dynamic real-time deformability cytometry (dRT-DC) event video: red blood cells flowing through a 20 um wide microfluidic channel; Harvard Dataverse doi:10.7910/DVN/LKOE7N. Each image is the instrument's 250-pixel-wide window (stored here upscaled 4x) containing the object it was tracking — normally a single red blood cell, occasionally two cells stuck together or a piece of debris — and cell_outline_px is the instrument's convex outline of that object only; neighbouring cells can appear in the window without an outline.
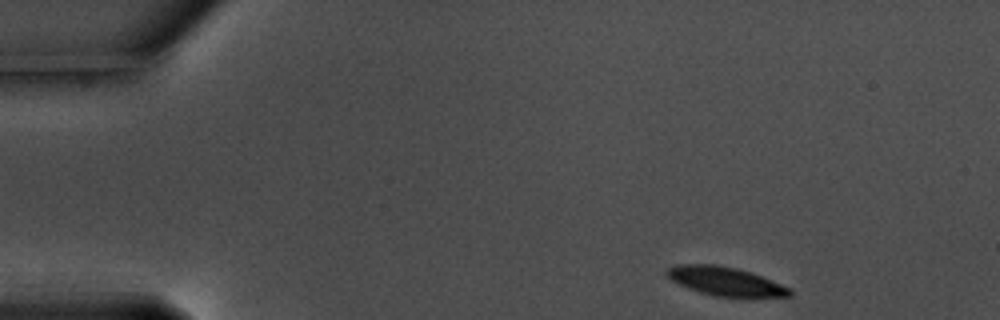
{"species": "common noctule bat (a hibernating species)", "species_latin": "Nyctalus noctula", "temperature_condition": "warm", "stored_images_in_passage": 51, "camera_frame_rate_fps": 3000, "um_per_image_px": 0.085, "animal": {"sex": "male", "body_mass_g": 17.5, "forearm_length_mm": 52.3}, "frame": {"image": 1, "passage_image": 1, "time_ms": 0.0, "image_size_px": [1000, 320], "cell_outline_px": [[792, 296], [744, 300], [712, 296], [688, 288], [672, 280], [664, 272], [668, 268], [676, 264], [716, 264], [736, 268], [752, 272], [780, 284], [788, 288], [792, 292]], "centroid_in_image_um": [61.71, 23.96], "position_along_channel_um": 23.3, "area_um2": 21.39}}
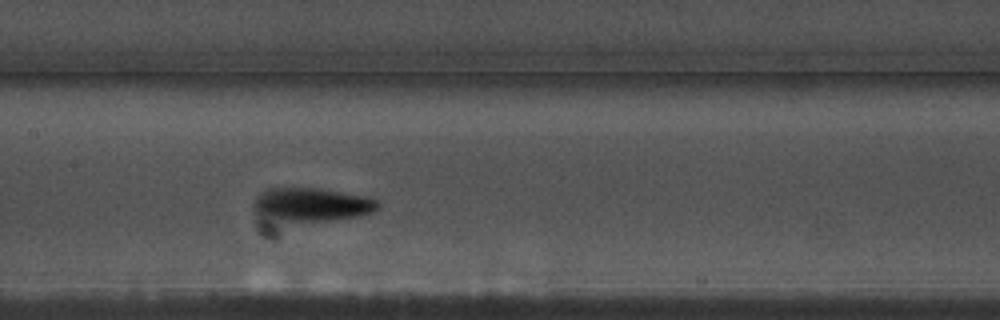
{"frame": {"image": 2, "passage_image": 22, "time_ms": 7.0, "image_size_px": [1000, 320], "cell_outline_px": [[380, 208], [372, 212], [360, 216], [328, 220], [284, 220], [256, 208], [252, 204], [252, 200], [260, 192], [268, 188], [320, 188], [364, 196], [376, 200], [380, 204]], "centroid_in_image_um": [26.6, 17.34], "position_along_channel_um": 180.8, "area_um2": 23.29}}
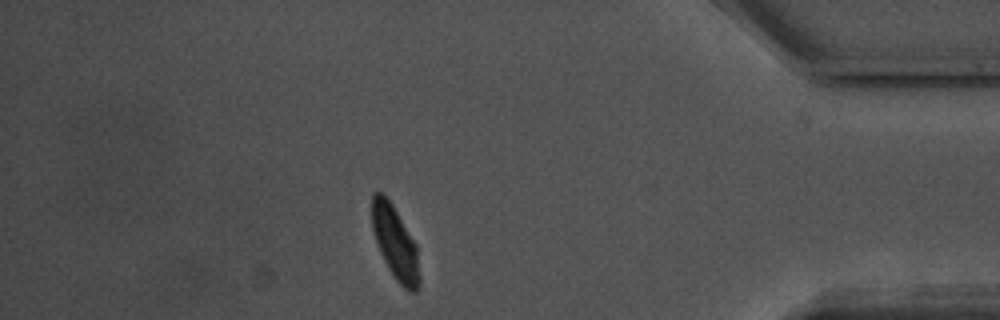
{"frame": {"image": 3, "passage_image": 44, "time_ms": 14.333, "image_size_px": [1000, 320], "cell_outline_px": [[420, 288], [416, 292], [408, 292], [396, 280], [388, 268], [380, 252], [372, 228], [372, 192], [380, 192], [392, 204], [416, 244], [420, 276]], "centroid_in_image_um": [33.61, 20.69], "position_along_channel_um": 401.6, "area_um2": 20.17}, "authors_computed_cell_mechanics": {"area_um2": 21.7328, "velocity_mm_per_s": 3.517, "shape_relaxation_time_tau1_ms": 2.0755, "shape_relaxation_time_tau2_ms": 7.6289, "deformation_change_tau1": 0.131, "deformation_change_tau2": 0.1146}}